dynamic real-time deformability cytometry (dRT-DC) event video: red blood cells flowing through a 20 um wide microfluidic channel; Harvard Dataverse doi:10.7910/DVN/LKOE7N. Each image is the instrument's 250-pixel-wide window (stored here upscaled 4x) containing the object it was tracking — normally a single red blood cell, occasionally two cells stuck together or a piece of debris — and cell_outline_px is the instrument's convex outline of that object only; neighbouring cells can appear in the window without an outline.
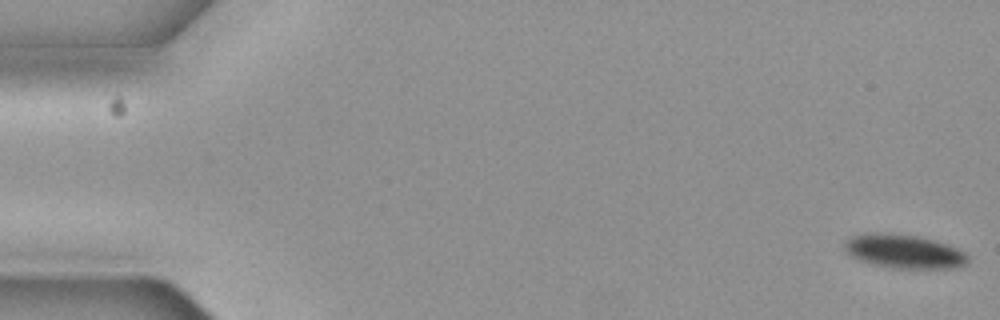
{"species": "common noctule bat (a hibernating species)", "species_latin": "Nyctalus noctula", "temperature_condition": "cold", "stored_images_in_passage": 4, "camera_frame_rate_fps": 3000, "um_per_image_px": 0.085, "animal": {"sex": "female", "body_mass_g": 19.3, "forearm_length_mm": 54.1}, "frame": {"image": 1, "passage_image": 1, "time_ms": 0.0, "image_size_px": [1000, 320], "cell_outline_px": [[968, 260], [964, 264], [956, 268], [892, 268], [860, 260], [852, 256], [844, 248], [844, 244], [852, 236], [868, 232], [880, 232], [916, 236], [948, 244], [964, 252], [968, 256]], "centroid_in_image_um": [76.84, 21.36], "position_along_channel_um": 8.2, "area_um2": 23.99}}
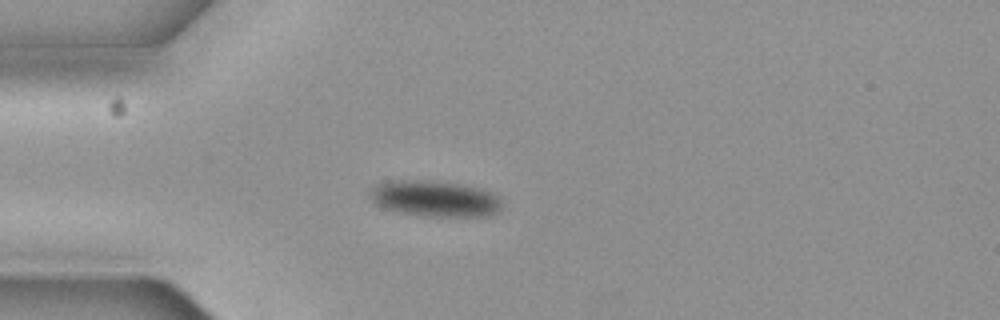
{"frame": {"image": 2, "passage_image": 4, "time_ms": 1.0, "image_size_px": [1000, 320], "cell_outline_px": [[504, 208], [500, 212], [488, 216], [424, 216], [400, 212], [384, 208], [376, 204], [368, 196], [368, 192], [376, 184], [384, 180], [436, 180], [460, 184], [480, 188], [492, 192], [504, 204]], "centroid_in_image_um": [36.97, 16.87], "position_along_channel_um": 48.0, "area_um2": 28.26}}